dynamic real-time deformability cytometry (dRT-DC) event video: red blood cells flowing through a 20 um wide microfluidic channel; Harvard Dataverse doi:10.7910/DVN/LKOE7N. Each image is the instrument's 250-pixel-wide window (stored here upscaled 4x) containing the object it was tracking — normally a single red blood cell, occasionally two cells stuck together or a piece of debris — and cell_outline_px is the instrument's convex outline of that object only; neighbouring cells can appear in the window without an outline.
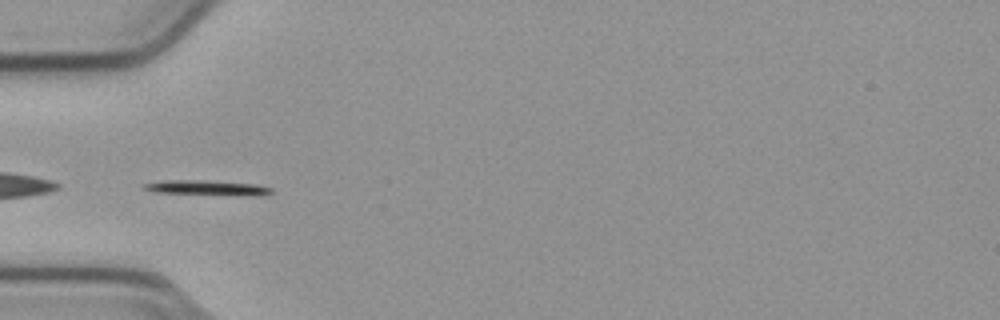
{"species": "common noctule bat (a hibernating species)", "species_latin": "Nyctalus noctula", "temperature_condition": "cold", "stored_images_in_passage": 38, "camera_frame_rate_fps": 3000, "um_per_image_px": 0.085, "animal": {"sex": "male", "body_mass_g": 23.1, "forearm_length_mm": 52.7}, "frame": {"image": 1, "passage_image": 1, "time_ms": 0.0, "image_size_px": [1000, 320], "cell_outline_px": [[272, 192], [260, 196], [256, 196], [156, 192], [140, 188], [144, 184], [164, 180], [204, 180], [256, 184], [272, 188]], "centroid_in_image_um": [17.63, 15.96], "position_along_channel_um": 67.4, "area_um2": 11.04}}
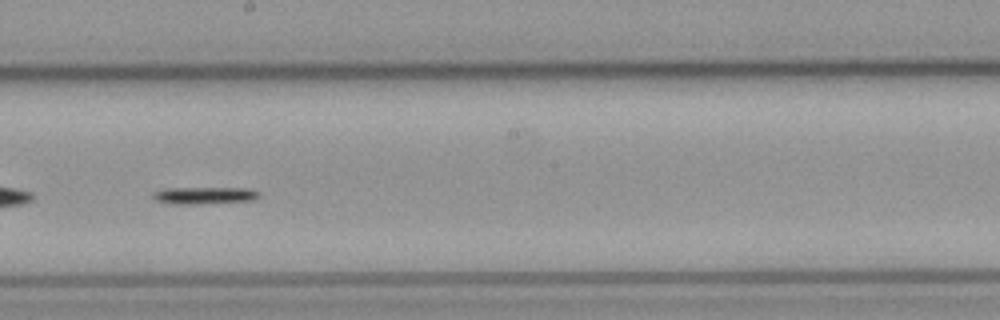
{"frame": {"image": 2, "passage_image": 14, "time_ms": 4.333, "image_size_px": [1000, 320], "cell_outline_px": [[260, 196], [256, 200], [196, 204], [168, 204], [156, 200], [152, 196], [152, 192], [168, 188], [248, 188], [260, 192]], "centroid_in_image_um": [17.39, 16.61], "position_along_channel_um": 230.8, "area_um2": 10.69}}